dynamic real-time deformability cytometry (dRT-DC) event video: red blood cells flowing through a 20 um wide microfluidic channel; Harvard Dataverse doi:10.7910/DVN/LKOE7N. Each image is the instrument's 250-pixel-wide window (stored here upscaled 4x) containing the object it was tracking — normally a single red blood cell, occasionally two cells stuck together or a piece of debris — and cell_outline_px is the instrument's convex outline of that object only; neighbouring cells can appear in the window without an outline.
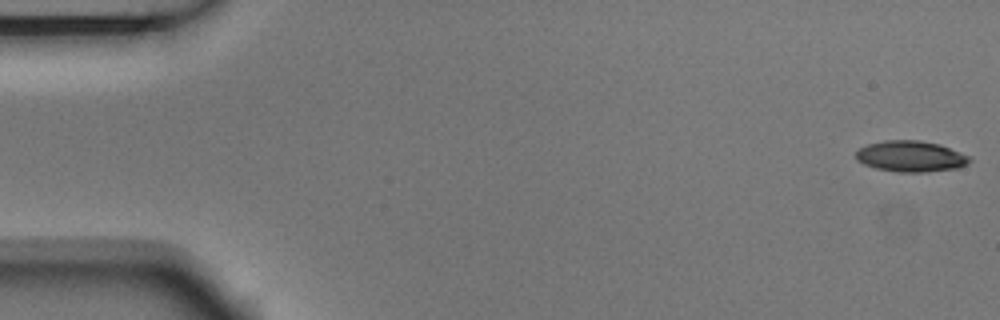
{"species": "Egyptian fruit bat (a non-hibernating species)", "species_latin": "Rousettus aegyptiacus", "temperature_condition": "room temperature", "stored_images_in_passage": 5, "camera_frame_rate_fps": 3000, "um_per_image_px": 0.085, "animal": {"sex": "male"}, "frame": {"image": 1, "passage_image": 1, "time_ms": 0.0, "image_size_px": [1000, 320], "cell_outline_px": [[972, 160], [968, 164], [960, 168], [928, 172], [896, 172], [876, 168], [864, 164], [856, 160], [856, 152], [860, 148], [868, 144], [884, 140], [920, 140], [940, 144], [968, 156]], "centroid_in_image_um": [77.42, 13.29], "position_along_channel_um": 7.6, "area_um2": 20.63}}
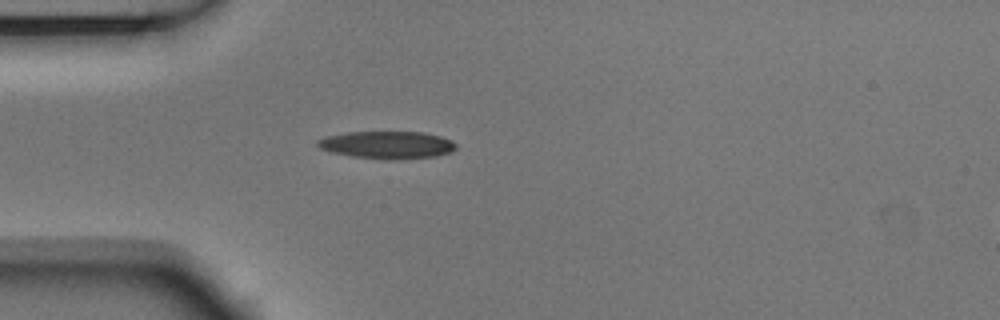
{"frame": {"image": 2, "passage_image": 5, "time_ms": 1.333, "image_size_px": [1000, 320], "cell_outline_px": [[456, 148], [452, 152], [436, 156], [388, 160], [384, 160], [352, 156], [332, 152], [320, 148], [316, 144], [316, 140], [324, 136], [348, 132], [424, 132], [440, 136], [452, 140], [456, 144]], "centroid_in_image_um": [32.91, 12.31], "position_along_channel_um": 52.1, "area_um2": 22.31}}